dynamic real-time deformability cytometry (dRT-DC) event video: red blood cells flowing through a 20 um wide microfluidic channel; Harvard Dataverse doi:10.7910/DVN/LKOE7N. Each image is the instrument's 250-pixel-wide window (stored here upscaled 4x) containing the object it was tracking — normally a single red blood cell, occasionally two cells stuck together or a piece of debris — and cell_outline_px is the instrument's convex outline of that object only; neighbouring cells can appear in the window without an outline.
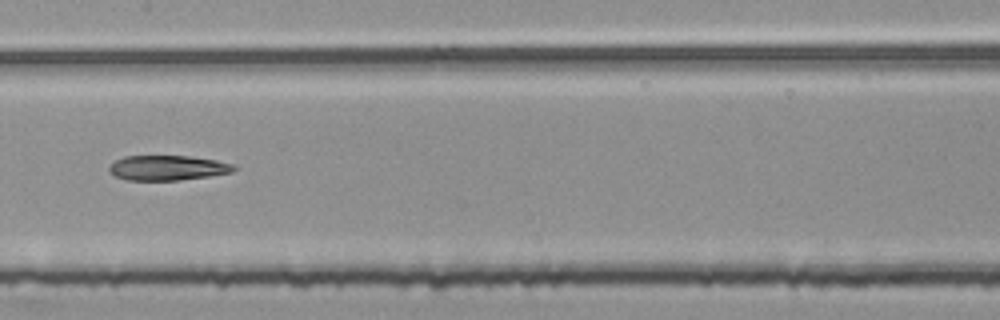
{"species": "common noctule bat (a hibernating species)", "species_latin": "Nyctalus noctula", "temperature_condition": "room temperature", "stored_images_in_passage": 55, "segment_of_instrument_passage": [2, 2], "camera_frame_rate_fps": 3000, "um_per_image_px": 0.085, "animal": {"sex": "female", "body_mass_g": 25.1}, "frame": {"image": 1, "passage_image": 28, "time_ms": 9.0, "image_size_px": [1000, 320], "cell_outline_px": [[236, 168], [232, 172], [208, 176], [180, 180], [128, 180], [116, 176], [108, 168], [116, 160], [124, 156], [192, 156], [216, 160], [236, 164]], "centroid_in_image_um": [14.29, 14.26], "position_along_channel_um": 193.1, "area_um2": 18.03}}
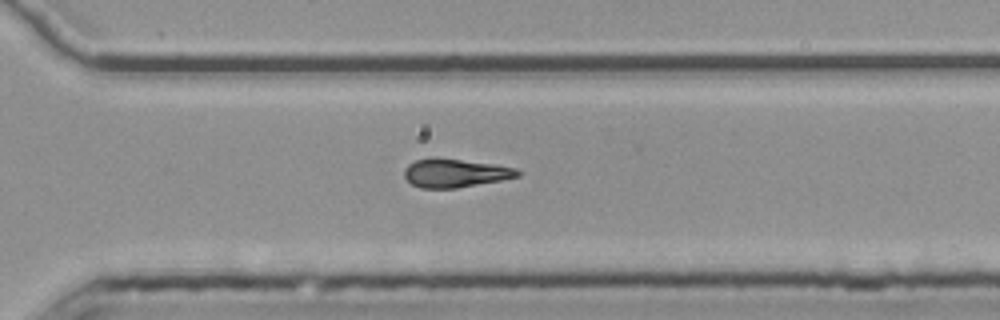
{"frame": {"image": 2, "passage_image": 39, "time_ms": 12.667, "image_size_px": [1000, 320], "cell_outline_px": [[524, 172], [520, 176], [504, 180], [456, 188], [420, 188], [412, 184], [404, 176], [404, 168], [408, 164], [416, 160], [432, 156], [436, 156], [496, 164], [516, 168]], "centroid_in_image_um": [38.72, 14.69], "position_along_channel_um": 331.9, "area_um2": 19.36}}
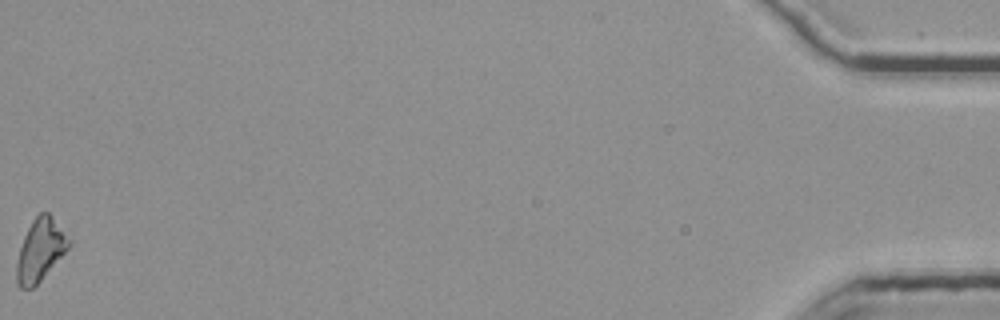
{"frame": {"image": 3, "passage_image": 55, "time_ms": 18.0, "image_size_px": [1000, 320], "cell_outline_px": [[72, 244], [40, 280], [32, 288], [20, 288], [16, 280], [16, 264], [20, 248], [24, 236], [32, 220], [40, 212], [48, 212], [52, 216], [72, 240]], "centroid_in_image_um": [3.43, 21.22], "position_along_channel_um": 431.8, "area_um2": 18.73}}